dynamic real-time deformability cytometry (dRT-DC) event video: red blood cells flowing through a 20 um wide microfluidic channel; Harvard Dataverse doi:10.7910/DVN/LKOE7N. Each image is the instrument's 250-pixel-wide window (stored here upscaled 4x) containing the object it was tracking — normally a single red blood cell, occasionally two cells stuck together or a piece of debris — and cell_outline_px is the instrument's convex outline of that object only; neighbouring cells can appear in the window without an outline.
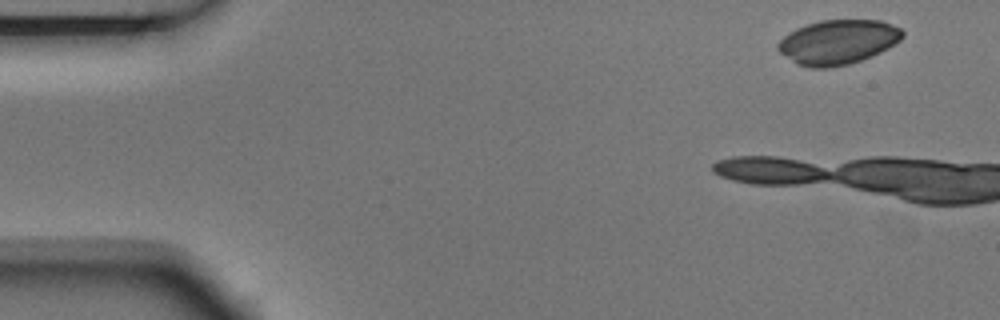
{"species": "Egyptian fruit bat (a non-hibernating species)", "species_latin": "Rousettus aegyptiacus", "temperature_condition": "room temperature", "stored_images_in_passage": 2, "camera_frame_rate_fps": 3000, "um_per_image_px": 0.085, "animal": {"sex": "male"}, "frame": {"image": 1, "passage_image": 1, "time_ms": 0.0, "image_size_px": [1000, 320], "cell_outline_px": [[904, 36], [900, 40], [888, 48], [880, 52], [860, 60], [848, 64], [832, 68], [808, 68], [796, 64], [780, 52], [776, 48], [776, 44], [788, 32], [796, 28], [820, 20], [880, 20], [900, 28], [904, 32]], "centroid_in_image_um": [71.19, 3.58], "position_along_channel_um": 13.8, "area_um2": 32.37}}